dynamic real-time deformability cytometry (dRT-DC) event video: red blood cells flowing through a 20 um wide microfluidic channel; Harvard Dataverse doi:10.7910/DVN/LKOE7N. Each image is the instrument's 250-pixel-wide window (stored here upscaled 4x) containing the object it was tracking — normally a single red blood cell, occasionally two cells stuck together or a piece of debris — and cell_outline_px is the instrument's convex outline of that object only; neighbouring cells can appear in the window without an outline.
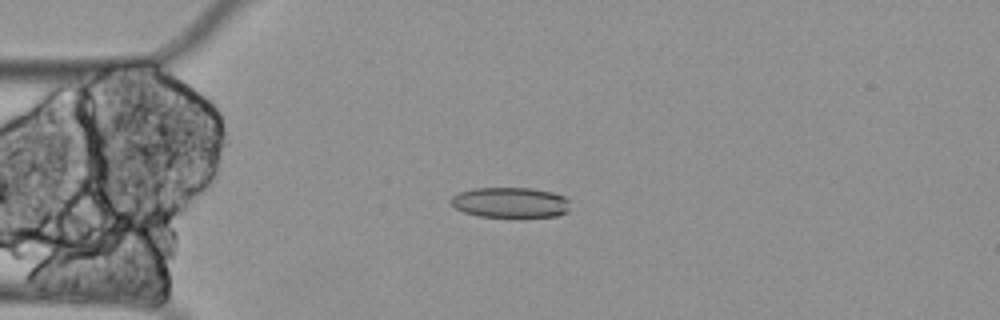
{"species": "Egyptian fruit bat (a non-hibernating species)", "species_latin": "Rousettus aegyptiacus", "temperature_condition": "cold", "stored_images_in_passage": 61, "camera_frame_rate_fps": 3000, "um_per_image_px": 0.085, "animal": {"sex": "female"}, "frame": {"image": 1, "passage_image": 15, "time_ms": 4.667, "image_size_px": [1000, 320], "cell_outline_px": [[572, 200], [568, 212], [556, 216], [480, 216], [464, 212], [456, 208], [448, 200], [452, 196], [460, 192], [472, 188], [532, 188], [552, 192], [564, 196]], "centroid_in_image_um": [43.41, 17.2], "position_along_channel_um": 41.6, "area_um2": 21.15}}
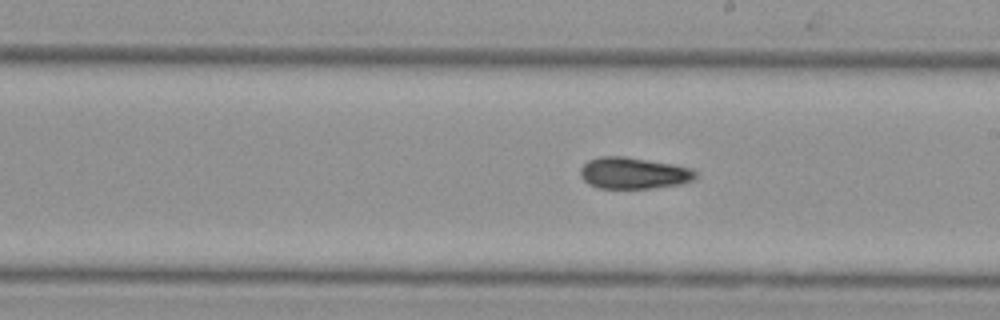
{"frame": {"image": 2, "passage_image": 34, "time_ms": 11.0, "image_size_px": [1000, 320], "cell_outline_px": [[696, 180], [680, 184], [652, 188], [596, 188], [588, 184], [580, 176], [580, 168], [588, 160], [600, 156], [624, 156], [672, 164], [692, 168], [696, 172]], "centroid_in_image_um": [53.84, 14.72], "position_along_channel_um": 235.2, "area_um2": 21.27}}
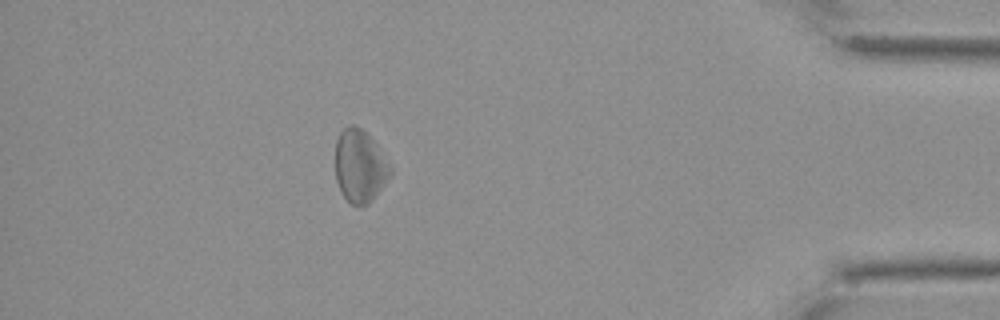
{"frame": {"image": 3, "passage_image": 54, "time_ms": 17.667, "image_size_px": [1000, 320], "cell_outline_px": [[392, 172], [372, 200], [368, 204], [360, 208], [356, 208], [340, 192], [336, 180], [336, 140], [340, 132], [344, 128], [352, 124], [356, 124], [376, 144], [392, 168]], "centroid_in_image_um": [30.57, 14.15], "position_along_channel_um": 404.6, "area_um2": 23.18}, "authors_computed_cell_mechanics": {"area_um2": 22.0796, "velocity_mm_per_s": 3.2341, "shape_relaxation_time_tau1_ms": 0.5588, "shape_relaxation_time_tau2_ms": null, "deformation_change_tau1": null, "deformation_change_tau2": null}}